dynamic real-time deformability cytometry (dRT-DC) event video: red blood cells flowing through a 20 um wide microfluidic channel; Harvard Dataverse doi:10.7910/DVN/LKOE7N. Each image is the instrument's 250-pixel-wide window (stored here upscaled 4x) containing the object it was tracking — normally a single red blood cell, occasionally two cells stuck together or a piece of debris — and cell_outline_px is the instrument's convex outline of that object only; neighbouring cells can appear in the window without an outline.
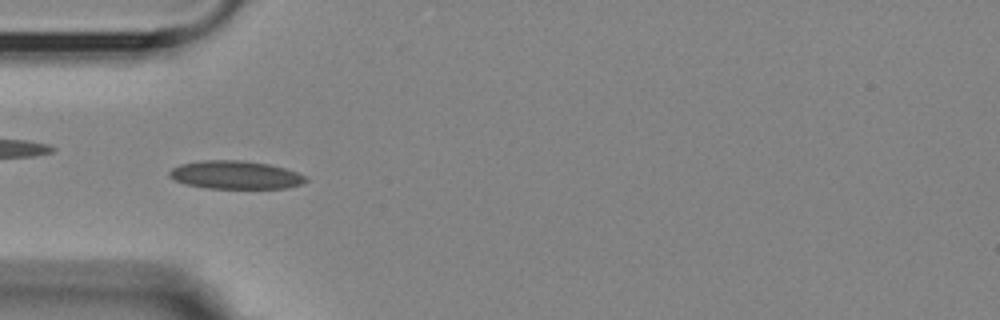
{"species": "Egyptian fruit bat (a non-hibernating species)", "species_latin": "Rousettus aegyptiacus", "temperature_condition": "room temperature", "stored_images_in_passage": 45, "camera_frame_rate_fps": 3000, "um_per_image_px": 0.085, "animal": {"sex": "female"}, "frame": {"image": 1, "passage_image": 7, "time_ms": 2.0, "image_size_px": [1000, 320], "cell_outline_px": [[308, 180], [300, 184], [288, 188], [208, 188], [184, 184], [168, 176], [168, 172], [172, 168], [180, 164], [204, 160], [240, 160], [268, 164], [284, 168], [296, 172], [304, 176]], "centroid_in_image_um": [19.98, 14.87], "position_along_channel_um": 65.0, "area_um2": 22.25}}
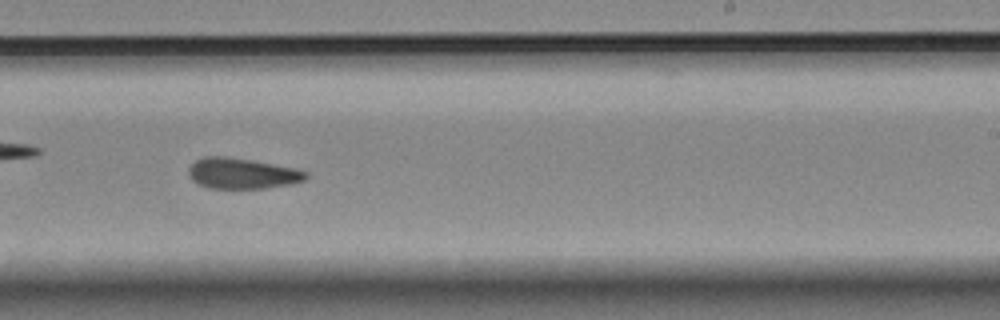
{"frame": {"image": 2, "passage_image": 24, "time_ms": 7.667, "image_size_px": [1000, 320], "cell_outline_px": [[308, 176], [304, 180], [292, 184], [264, 188], [208, 188], [196, 184], [188, 176], [188, 168], [196, 160], [204, 156], [224, 156], [252, 160], [300, 168], [308, 172]], "centroid_in_image_um": [20.59, 14.74], "position_along_channel_um": 268.4, "area_um2": 21.33}}
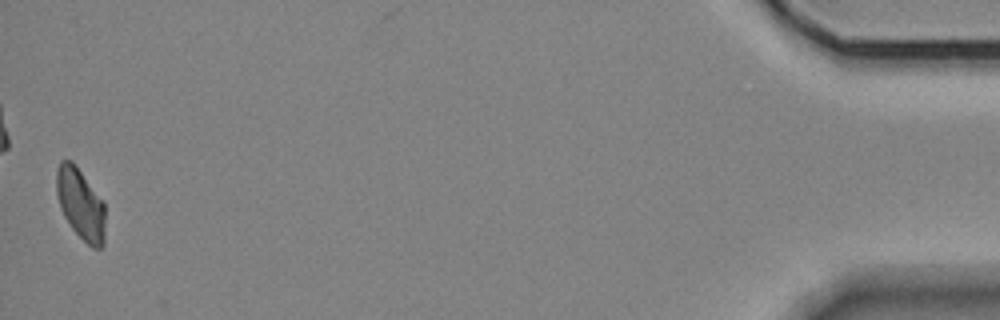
{"frame": {"image": 3, "passage_image": 45, "time_ms": 14.667, "image_size_px": [1000, 320], "cell_outline_px": [[104, 244], [100, 248], [92, 248], [72, 228], [64, 216], [60, 208], [56, 192], [56, 172], [60, 160], [72, 160], [104, 204]], "centroid_in_image_um": [6.82, 17.34], "position_along_channel_um": 428.4, "area_um2": 19.83}, "authors_computed_cell_mechanics": {"area_um2": 21.3282, "velocity_mm_per_s": 3.5844, "shape_relaxation_time_tau1_ms": null, "shape_relaxation_time_tau2_ms": 4.3283, "deformation_change_tau1": null, "deformation_change_tau2": 0.089}}